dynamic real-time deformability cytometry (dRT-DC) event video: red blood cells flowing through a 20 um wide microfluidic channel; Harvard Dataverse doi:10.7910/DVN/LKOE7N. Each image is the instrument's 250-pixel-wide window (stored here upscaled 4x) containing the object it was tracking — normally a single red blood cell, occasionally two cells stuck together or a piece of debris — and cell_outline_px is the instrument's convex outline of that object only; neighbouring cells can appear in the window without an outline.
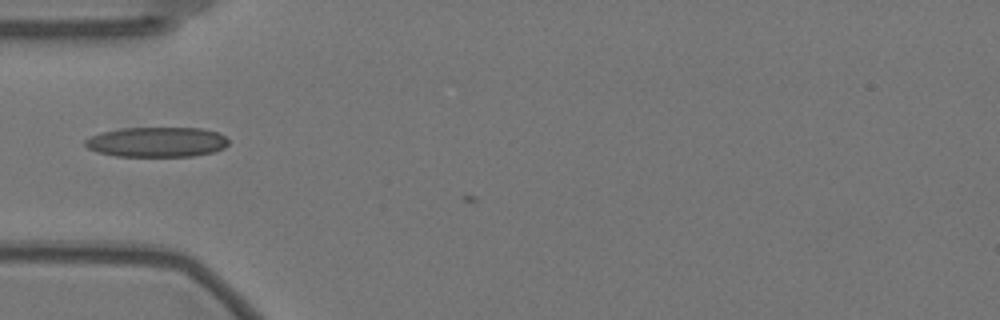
{"species": "Egyptian fruit bat (a non-hibernating species)", "species_latin": "Rousettus aegyptiacus", "temperature_condition": "warm", "stored_images_in_passage": 3, "camera_frame_rate_fps": 3000, "um_per_image_px": 0.085, "animal": {"sex": "female"}, "frame": {"image": 1, "passage_image": 2, "time_ms": 0.333, "image_size_px": [1000, 320], "cell_outline_px": [[228, 144], [224, 148], [212, 152], [192, 156], [116, 156], [96, 152], [88, 148], [84, 144], [84, 140], [100, 132], [120, 128], [200, 128], [216, 132], [224, 136], [228, 140]], "centroid_in_image_um": [13.3, 12.07], "position_along_channel_um": 71.7, "area_um2": 25.03}}